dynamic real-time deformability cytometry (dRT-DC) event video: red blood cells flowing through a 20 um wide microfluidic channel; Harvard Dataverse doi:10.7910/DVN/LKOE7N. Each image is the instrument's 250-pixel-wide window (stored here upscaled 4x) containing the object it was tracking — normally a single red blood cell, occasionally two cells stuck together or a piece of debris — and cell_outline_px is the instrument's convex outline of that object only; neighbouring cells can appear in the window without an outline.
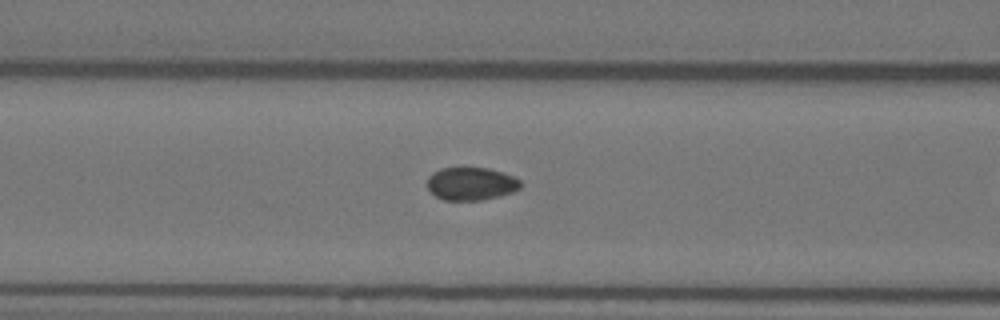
{"species": "Egyptian fruit bat (a non-hibernating species)", "species_latin": "Rousettus aegyptiacus", "temperature_condition": "warm", "stored_images_in_passage": 10, "camera_frame_rate_fps": 3000, "um_per_image_px": 0.085, "animal": {"sex": "female"}, "frame": {"image": 1, "passage_image": 9, "time_ms": 2.667, "image_size_px": [1000, 320], "cell_outline_px": [[520, 188], [512, 192], [484, 200], [444, 200], [436, 196], [428, 188], [428, 176], [432, 172], [440, 168], [488, 168], [504, 172], [520, 180]], "centroid_in_image_um": [40.03, 15.61], "position_along_channel_um": 126.6, "area_um2": 17.86}}